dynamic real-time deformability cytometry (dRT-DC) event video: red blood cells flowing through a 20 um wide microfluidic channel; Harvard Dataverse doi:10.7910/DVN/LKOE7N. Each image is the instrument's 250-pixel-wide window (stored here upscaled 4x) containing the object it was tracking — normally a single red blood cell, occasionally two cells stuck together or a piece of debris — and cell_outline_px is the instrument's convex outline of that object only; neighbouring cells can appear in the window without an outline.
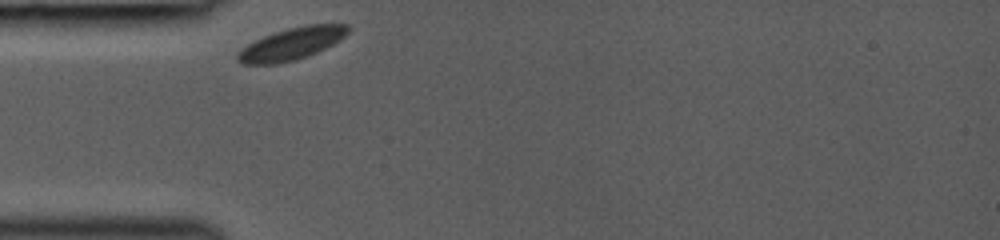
{"species": "common noctule bat (a hibernating species)", "species_latin": "Nyctalus noctula", "temperature_condition": "room temperature", "stored_images_in_passage": 27, "camera_frame_rate_fps": 3000, "um_per_image_px": 0.085, "animal": {"sex": "female", "body_mass_g": 19.0, "forearm_length_mm": 53.3}, "frame": {"image": 1, "passage_image": 1, "time_ms": 0.0, "image_size_px": [1000, 240], "cell_outline_px": [[348, 32], [340, 40], [316, 52], [296, 60], [276, 64], [244, 64], [236, 60], [236, 56], [248, 44], [264, 36], [288, 28], [308, 24], [348, 24]], "centroid_in_image_um": [24.79, 3.72], "position_along_channel_um": 60.2, "area_um2": 20.29}}
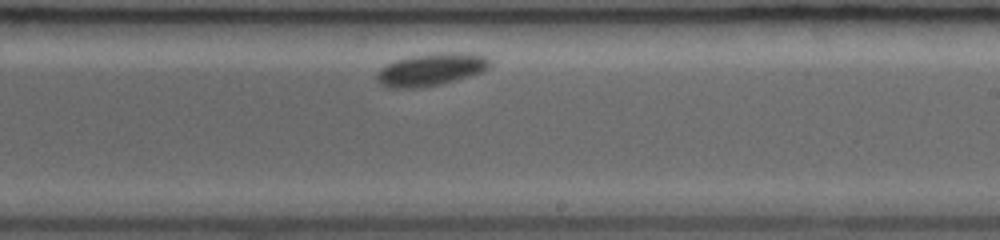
{"frame": {"image": 2, "passage_image": 16, "time_ms": 5.0, "image_size_px": [1000, 240], "cell_outline_px": [[492, 64], [488, 68], [480, 72], [468, 76], [440, 84], [424, 88], [388, 88], [380, 84], [376, 80], [376, 72], [380, 68], [396, 60], [412, 56], [432, 52], [464, 52], [492, 56]], "centroid_in_image_um": [36.67, 5.89], "position_along_channel_um": 252.3, "area_um2": 21.85}}
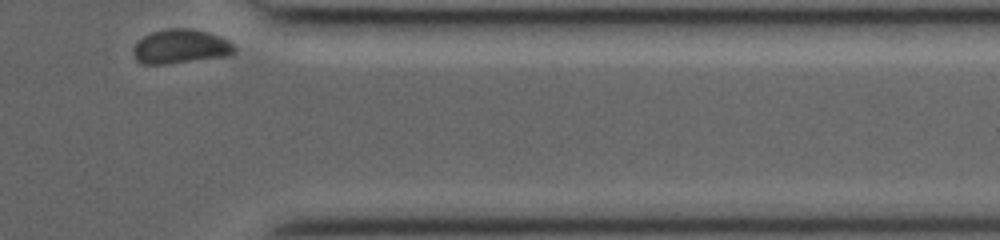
{"frame": {"image": 3, "passage_image": 27, "time_ms": 8.667, "image_size_px": [1000, 240], "cell_outline_px": [[236, 52], [228, 56], [164, 64], [144, 64], [136, 60], [132, 52], [132, 48], [144, 36], [152, 32], [164, 28], [188, 28], [208, 32], [220, 36], [228, 40], [236, 48]], "centroid_in_image_um": [15.36, 3.95], "position_along_channel_um": 396.0, "area_um2": 20.23}}